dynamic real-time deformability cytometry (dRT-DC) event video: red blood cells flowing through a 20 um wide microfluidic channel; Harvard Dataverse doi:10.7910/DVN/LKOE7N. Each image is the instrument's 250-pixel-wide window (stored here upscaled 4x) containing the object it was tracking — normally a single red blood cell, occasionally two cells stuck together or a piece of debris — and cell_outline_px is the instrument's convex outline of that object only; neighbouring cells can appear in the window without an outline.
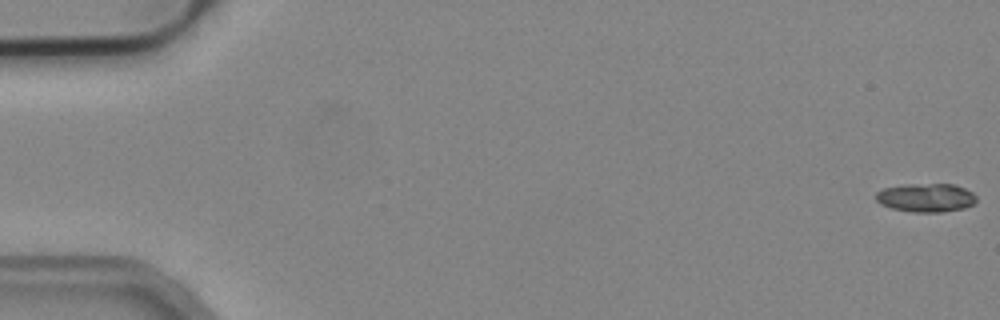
{"species": "common noctule bat (a hibernating species)", "species_latin": "Nyctalus noctula", "temperature_condition": "cold", "stored_images_in_passage": 6, "camera_frame_rate_fps": 3000, "um_per_image_px": 0.085, "animal": {"sex": "male", "body_mass_g": 19.2, "forearm_length_mm": 51.8}, "frame": {"image": 1, "passage_image": 1, "time_ms": 0.0, "image_size_px": [1000, 320], "cell_outline_px": [[976, 200], [972, 204], [964, 208], [940, 212], [912, 212], [892, 208], [880, 204], [876, 200], [876, 192], [884, 188], [908, 184], [952, 184], [964, 188], [972, 192], [976, 196]], "centroid_in_image_um": [78.7, 16.8], "position_along_channel_um": 6.3, "area_um2": 16.65}}